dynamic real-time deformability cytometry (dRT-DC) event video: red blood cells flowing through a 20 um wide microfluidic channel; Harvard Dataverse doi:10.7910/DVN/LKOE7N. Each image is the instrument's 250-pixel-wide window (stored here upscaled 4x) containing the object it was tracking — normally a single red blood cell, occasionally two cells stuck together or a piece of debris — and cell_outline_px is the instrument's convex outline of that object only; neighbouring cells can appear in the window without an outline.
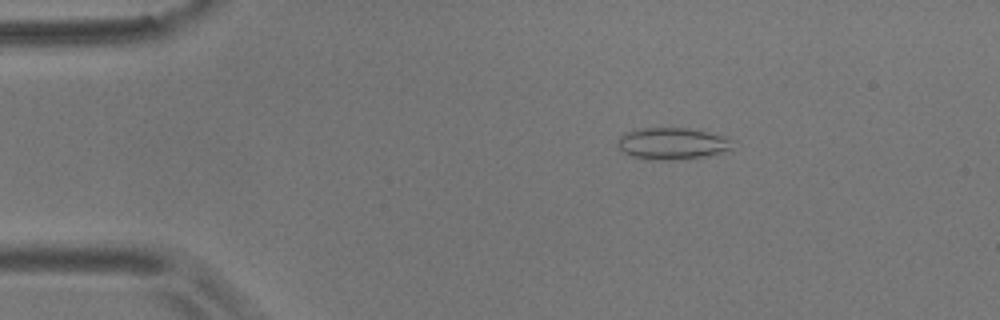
{"species": "common noctule bat (a hibernating species)", "species_latin": "Nyctalus noctula", "temperature_condition": "room temperature", "stored_images_in_passage": 57, "camera_frame_rate_fps": 3000, "um_per_image_px": 0.085, "animal": {"sex": "male", "body_mass_g": 17.9}, "frame": {"image": 1, "passage_image": 10, "time_ms": 3.0, "image_size_px": [1000, 320], "cell_outline_px": [[736, 140], [732, 148], [724, 152], [704, 156], [672, 160], [652, 160], [632, 156], [624, 152], [616, 144], [616, 140], [624, 132], [640, 128], [688, 128], [724, 136]], "centroid_in_image_um": [57.14, 12.2], "position_along_channel_um": 27.9, "area_um2": 21.44}}
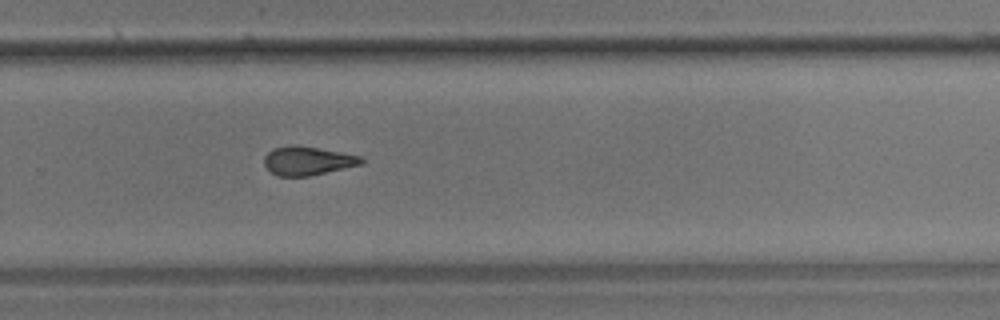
{"frame": {"image": 2, "passage_image": 38, "time_ms": 12.333, "image_size_px": [1000, 320], "cell_outline_px": [[364, 164], [308, 176], [276, 176], [264, 164], [264, 156], [272, 148], [292, 144], [296, 144], [340, 152], [360, 156], [364, 160]], "centroid_in_image_um": [26.13, 13.66], "position_along_channel_um": 303.7, "area_um2": 16.3}}
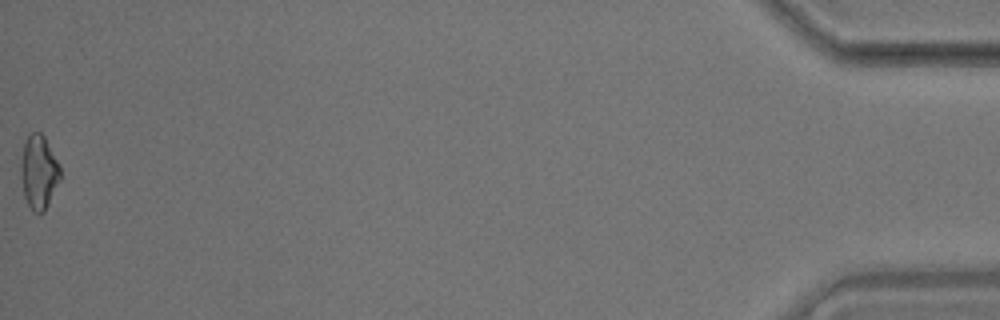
{"frame": {"image": 3, "passage_image": 57, "time_ms": 18.667, "image_size_px": [1000, 320], "cell_outline_px": [[60, 180], [44, 212], [40, 216], [32, 212], [24, 196], [20, 176], [20, 160], [24, 140], [32, 132], [40, 132], [44, 136], [60, 164]], "centroid_in_image_um": [3.28, 14.64], "position_along_channel_um": 431.9, "area_um2": 17.34}, "authors_computed_cell_mechanics": {"area_um2": 17.051, "velocity_mm_per_s": 3.5599, "shape_relaxation_time_tau1_ms": null, "shape_relaxation_time_tau2_ms": 2.7154, "deformation_change_tau1": null, "deformation_change_tau2": 0.0951}}